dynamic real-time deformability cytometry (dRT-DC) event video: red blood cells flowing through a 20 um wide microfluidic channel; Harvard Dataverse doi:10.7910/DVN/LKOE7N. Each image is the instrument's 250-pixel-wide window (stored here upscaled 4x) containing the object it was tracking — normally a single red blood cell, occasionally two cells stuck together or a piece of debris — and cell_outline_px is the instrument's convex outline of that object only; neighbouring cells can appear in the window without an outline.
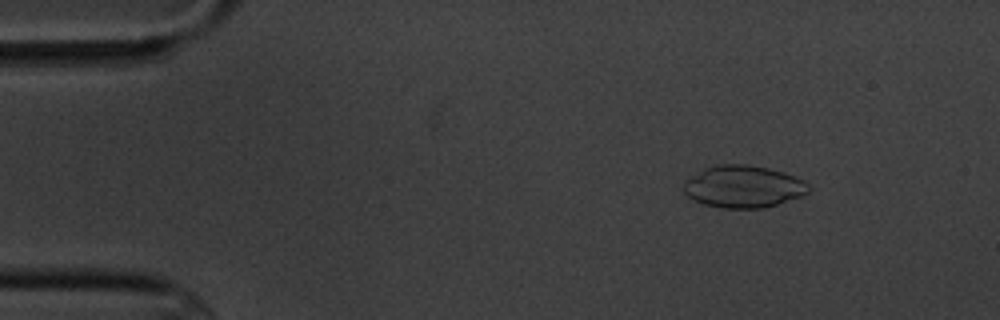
{"species": "common noctule bat (a hibernating species)", "species_latin": "Nyctalus noctula", "temperature_condition": "cold", "stored_images_in_passage": 17, "camera_frame_rate_fps": 3000, "um_per_image_px": 0.085, "animal": {"sex": "male", "body_mass_g": 20.1, "forearm_length_mm": 53.5}, "frame": {"image": 1, "passage_image": 3, "time_ms": 2.0, "image_size_px": [1000, 320], "cell_outline_px": [[812, 188], [808, 192], [800, 196], [764, 208], [720, 208], [704, 204], [692, 200], [684, 192], [684, 184], [688, 180], [704, 168], [720, 164], [748, 164], [768, 168], [784, 172], [796, 176], [804, 180]], "centroid_in_image_um": [63.21, 15.86], "position_along_channel_um": 21.8, "area_um2": 30.63}}
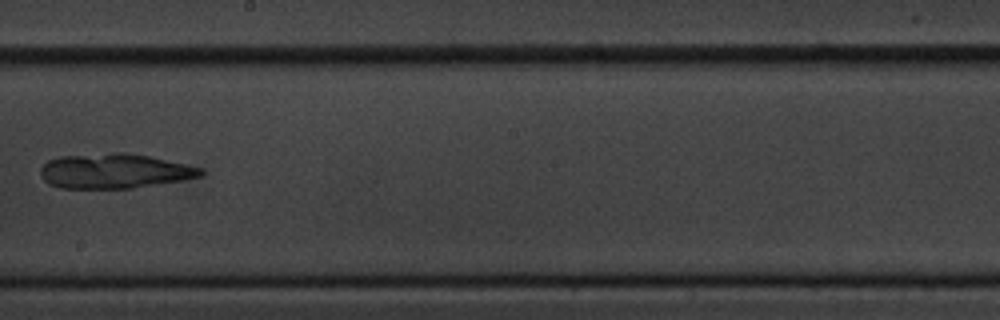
{"frame": {"image": 2, "passage_image": 10, "time_ms": 10.333, "image_size_px": [1000, 320], "cell_outline_px": [[204, 172], [200, 176], [184, 180], [132, 188], [60, 188], [48, 184], [40, 176], [40, 168], [48, 160], [60, 156], [116, 152], [124, 152], [148, 156], [204, 168]], "centroid_in_image_um": [9.7, 14.54], "position_along_channel_um": 238.5, "area_um2": 32.54}}
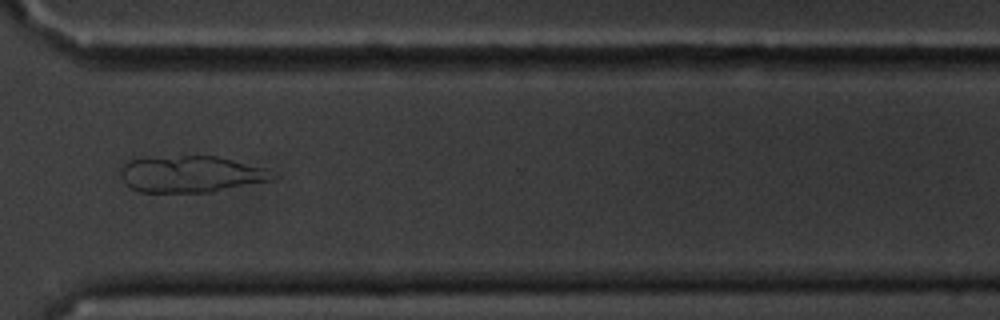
{"frame": {"image": 3, "passage_image": 13, "time_ms": 13.667, "image_size_px": [1000, 320], "cell_outline_px": [[280, 176], [272, 180], [208, 192], [140, 192], [132, 188], [120, 176], [120, 168], [128, 160], [144, 156], [216, 156], [264, 168]], "centroid_in_image_um": [16.18, 14.78], "position_along_channel_um": 354.4, "area_um2": 32.43}}